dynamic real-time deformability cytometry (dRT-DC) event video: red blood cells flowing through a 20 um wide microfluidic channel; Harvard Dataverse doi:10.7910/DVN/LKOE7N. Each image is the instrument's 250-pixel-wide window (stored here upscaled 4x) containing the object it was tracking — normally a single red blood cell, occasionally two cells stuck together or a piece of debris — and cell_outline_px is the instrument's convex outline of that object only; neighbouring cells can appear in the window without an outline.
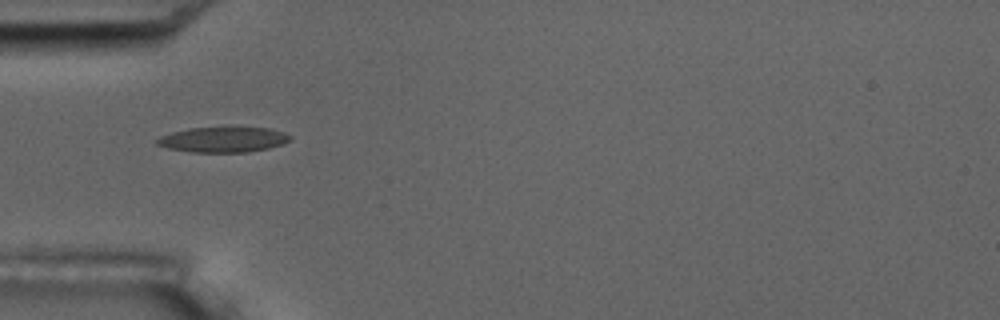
{"species": "common noctule bat (a hibernating species)", "species_latin": "Nyctalus noctula", "temperature_condition": "room temperature", "stored_images_in_passage": 4, "camera_frame_rate_fps": 3000, "um_per_image_px": 0.085, "animal": {"sex": "male", "body_mass_g": 17.5, "forearm_length_mm": 52.3}, "frame": {"image": 1, "passage_image": 1, "time_ms": 0.0, "image_size_px": [1000, 320], "cell_outline_px": [[292, 140], [284, 144], [268, 148], [248, 152], [192, 152], [168, 148], [156, 144], [156, 140], [160, 136], [172, 132], [188, 128], [268, 128], [284, 132], [292, 136]], "centroid_in_image_um": [19.0, 11.87], "position_along_channel_um": 66.0, "area_um2": 19.54}}
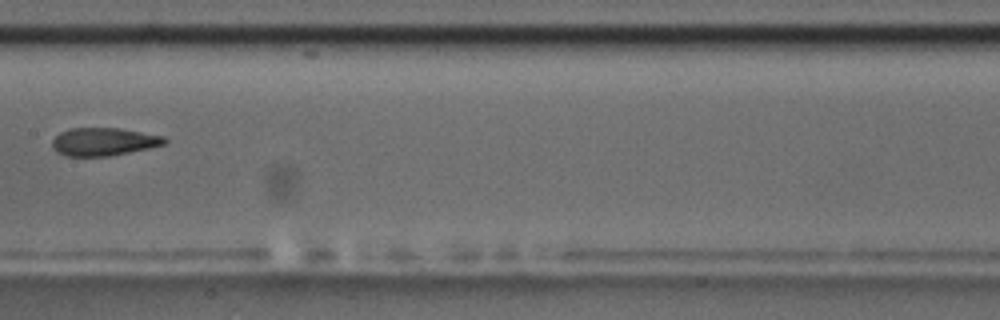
{"frame": {"image": 2, "passage_image": 4, "time_ms": 3.667, "image_size_px": [1000, 320], "cell_outline_px": [[168, 140], [164, 144], [148, 148], [108, 156], [64, 156], [56, 152], [52, 148], [52, 140], [60, 132], [68, 128], [120, 128], [164, 136]], "centroid_in_image_um": [8.77, 12.04], "position_along_channel_um": 198.6, "area_um2": 18.32}}